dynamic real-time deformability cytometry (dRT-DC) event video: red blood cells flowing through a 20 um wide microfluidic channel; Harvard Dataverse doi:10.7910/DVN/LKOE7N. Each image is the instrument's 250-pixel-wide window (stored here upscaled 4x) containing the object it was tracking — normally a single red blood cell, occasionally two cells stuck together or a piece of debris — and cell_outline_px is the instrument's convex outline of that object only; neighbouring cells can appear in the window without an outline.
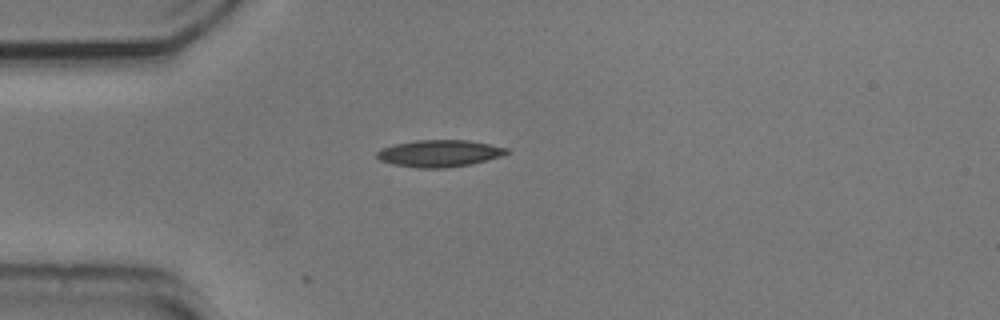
{"species": "common noctule bat (a hibernating species)", "species_latin": "Nyctalus noctula", "temperature_condition": "cold", "stored_images_in_passage": 4, "camera_frame_rate_fps": 3000, "um_per_image_px": 0.085, "animal": {"sex": "male", "body_mass_g": 20.5, "forearm_length_mm": 52.5}, "frame": {"image": 1, "passage_image": 1, "time_ms": 0.0, "image_size_px": [1000, 320], "cell_outline_px": [[512, 152], [488, 160], [472, 164], [444, 168], [416, 168], [392, 164], [380, 160], [376, 156], [376, 152], [380, 148], [396, 144], [416, 140], [468, 140], [508, 148]], "centroid_in_image_um": [37.35, 13.04], "position_along_channel_um": 47.7, "area_um2": 20.46}}